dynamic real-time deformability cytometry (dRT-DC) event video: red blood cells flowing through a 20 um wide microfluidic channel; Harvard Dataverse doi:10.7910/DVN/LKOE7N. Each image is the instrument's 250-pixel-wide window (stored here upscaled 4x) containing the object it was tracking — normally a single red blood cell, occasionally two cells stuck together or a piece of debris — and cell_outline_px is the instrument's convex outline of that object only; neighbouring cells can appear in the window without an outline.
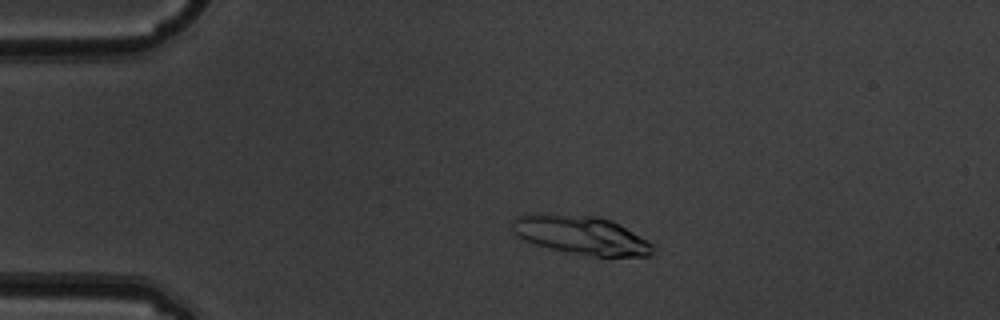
{"species": "common noctule bat (a hibernating species)", "species_latin": "Nyctalus noctula", "temperature_condition": "warm", "stored_images_in_passage": 4, "segment_of_instrument_passage": [1, 2], "camera_frame_rate_fps": 3000, "um_per_image_px": 0.085, "animal": {"sex": "male", "body_mass_g": 19.5, "forearm_length_mm": 54.6}, "frame": {"image": 1, "passage_image": 2, "time_ms": 0.333, "image_size_px": [1000, 320], "cell_outline_px": [[652, 256], [596, 256], [548, 248], [524, 240], [512, 232], [512, 220], [516, 216], [528, 212], [540, 212], [596, 216], [612, 220], [648, 240], [652, 244]], "centroid_in_image_um": [49.33, 19.94], "position_along_channel_um": 35.7, "area_um2": 31.91}}